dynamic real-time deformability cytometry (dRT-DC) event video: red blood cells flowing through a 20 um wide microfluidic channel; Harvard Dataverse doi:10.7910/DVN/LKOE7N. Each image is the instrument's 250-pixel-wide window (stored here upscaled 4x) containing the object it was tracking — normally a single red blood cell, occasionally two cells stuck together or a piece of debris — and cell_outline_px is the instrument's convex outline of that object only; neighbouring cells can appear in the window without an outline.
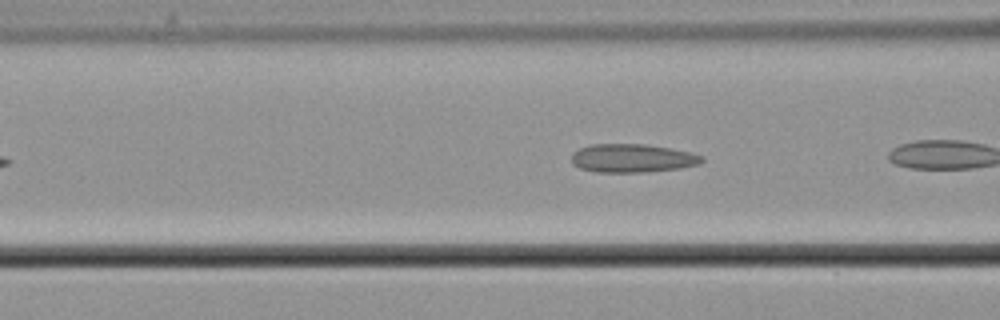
{"species": "common noctule bat (a hibernating species)", "species_latin": "Nyctalus noctula", "temperature_condition": "cold", "stored_images_in_passage": 6, "camera_frame_rate_fps": 3000, "um_per_image_px": 0.085, "animal": {"sex": "male", "body_mass_g": 21.5, "forearm_length_mm": 52.0}, "frame": {"image": 1, "passage_image": 4, "time_ms": 1.0, "image_size_px": [1000, 320], "cell_outline_px": [[704, 160], [700, 164], [680, 168], [644, 172], [596, 172], [580, 168], [572, 164], [572, 152], [580, 148], [592, 144], [644, 144], [692, 152], [704, 156]], "centroid_in_image_um": [53.76, 13.45], "position_along_channel_um": 112.8, "area_um2": 21.68}}